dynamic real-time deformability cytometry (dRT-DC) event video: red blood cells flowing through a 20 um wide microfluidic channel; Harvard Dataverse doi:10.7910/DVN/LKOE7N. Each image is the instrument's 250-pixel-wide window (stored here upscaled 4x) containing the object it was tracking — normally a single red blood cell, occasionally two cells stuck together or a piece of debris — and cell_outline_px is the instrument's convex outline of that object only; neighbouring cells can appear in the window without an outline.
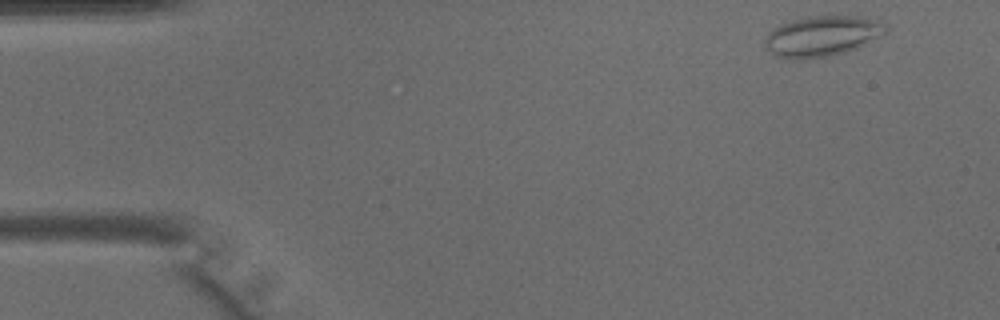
{"species": "common noctule bat (a hibernating species)", "species_latin": "Nyctalus noctula", "temperature_condition": "warm", "stored_images_in_passage": 10, "camera_frame_rate_fps": 3000, "um_per_image_px": 0.085, "animal": {"sex": "male", "body_mass_g": 15.6}, "frame": {"image": 1, "passage_image": 2, "time_ms": 0.333, "image_size_px": [1000, 320], "cell_outline_px": [[888, 32], [856, 48], [844, 52], [828, 56], [792, 60], [784, 60], [776, 56], [764, 48], [764, 40], [768, 32], [772, 28], [792, 20], [808, 16], [868, 16], [884, 24], [888, 28]], "centroid_in_image_um": [69.84, 3.07], "position_along_channel_um": 15.2, "area_um2": 28.78}}